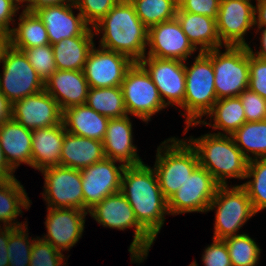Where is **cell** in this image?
<instances>
[{"instance_id":"obj_1","label":"cell","mask_w":266,"mask_h":266,"mask_svg":"<svg viewBox=\"0 0 266 266\" xmlns=\"http://www.w3.org/2000/svg\"><path fill=\"white\" fill-rule=\"evenodd\" d=\"M120 192L131 205L139 225L155 240L169 211L154 169L144 163L126 166Z\"/></svg>"},{"instance_id":"obj_2","label":"cell","mask_w":266,"mask_h":266,"mask_svg":"<svg viewBox=\"0 0 266 266\" xmlns=\"http://www.w3.org/2000/svg\"><path fill=\"white\" fill-rule=\"evenodd\" d=\"M93 30L95 35L102 32L99 47L124 54L133 62H139L146 55L148 28L129 0L116 3Z\"/></svg>"},{"instance_id":"obj_3","label":"cell","mask_w":266,"mask_h":266,"mask_svg":"<svg viewBox=\"0 0 266 266\" xmlns=\"http://www.w3.org/2000/svg\"><path fill=\"white\" fill-rule=\"evenodd\" d=\"M188 140L198 156L199 166L205 168L220 185L227 179H245L248 160L231 135L207 133Z\"/></svg>"},{"instance_id":"obj_4","label":"cell","mask_w":266,"mask_h":266,"mask_svg":"<svg viewBox=\"0 0 266 266\" xmlns=\"http://www.w3.org/2000/svg\"><path fill=\"white\" fill-rule=\"evenodd\" d=\"M212 50L199 52L193 65L185 64L186 91L183 106L186 125L200 123L217 101Z\"/></svg>"},{"instance_id":"obj_5","label":"cell","mask_w":266,"mask_h":266,"mask_svg":"<svg viewBox=\"0 0 266 266\" xmlns=\"http://www.w3.org/2000/svg\"><path fill=\"white\" fill-rule=\"evenodd\" d=\"M89 214L103 227L123 231L134 227V238L128 251L133 263L143 262L155 240L139 225L131 205L120 191L105 197Z\"/></svg>"},{"instance_id":"obj_6","label":"cell","mask_w":266,"mask_h":266,"mask_svg":"<svg viewBox=\"0 0 266 266\" xmlns=\"http://www.w3.org/2000/svg\"><path fill=\"white\" fill-rule=\"evenodd\" d=\"M198 166L197 153L188 141L171 137L162 142L157 148L154 171L164 197L174 194Z\"/></svg>"},{"instance_id":"obj_7","label":"cell","mask_w":266,"mask_h":266,"mask_svg":"<svg viewBox=\"0 0 266 266\" xmlns=\"http://www.w3.org/2000/svg\"><path fill=\"white\" fill-rule=\"evenodd\" d=\"M229 187L220 185L209 204L208 211L216 210L213 236L216 239L238 235L239 229L256 214L245 189L241 185Z\"/></svg>"},{"instance_id":"obj_8","label":"cell","mask_w":266,"mask_h":266,"mask_svg":"<svg viewBox=\"0 0 266 266\" xmlns=\"http://www.w3.org/2000/svg\"><path fill=\"white\" fill-rule=\"evenodd\" d=\"M212 49L217 100L237 97L249 88V47L224 46Z\"/></svg>"},{"instance_id":"obj_9","label":"cell","mask_w":266,"mask_h":266,"mask_svg":"<svg viewBox=\"0 0 266 266\" xmlns=\"http://www.w3.org/2000/svg\"><path fill=\"white\" fill-rule=\"evenodd\" d=\"M120 87L127 114L146 123L166 107L151 76L139 62H134L127 70Z\"/></svg>"},{"instance_id":"obj_10","label":"cell","mask_w":266,"mask_h":266,"mask_svg":"<svg viewBox=\"0 0 266 266\" xmlns=\"http://www.w3.org/2000/svg\"><path fill=\"white\" fill-rule=\"evenodd\" d=\"M0 91L13 104L45 88V82L29 63L23 51L8 45L3 52Z\"/></svg>"},{"instance_id":"obj_11","label":"cell","mask_w":266,"mask_h":266,"mask_svg":"<svg viewBox=\"0 0 266 266\" xmlns=\"http://www.w3.org/2000/svg\"><path fill=\"white\" fill-rule=\"evenodd\" d=\"M40 171L45 179L42 195L49 208H76L88 212L84 208L80 170L57 165Z\"/></svg>"},{"instance_id":"obj_12","label":"cell","mask_w":266,"mask_h":266,"mask_svg":"<svg viewBox=\"0 0 266 266\" xmlns=\"http://www.w3.org/2000/svg\"><path fill=\"white\" fill-rule=\"evenodd\" d=\"M220 184L205 168L198 166L181 187L167 199L169 215L208 212Z\"/></svg>"},{"instance_id":"obj_13","label":"cell","mask_w":266,"mask_h":266,"mask_svg":"<svg viewBox=\"0 0 266 266\" xmlns=\"http://www.w3.org/2000/svg\"><path fill=\"white\" fill-rule=\"evenodd\" d=\"M139 63L151 76L166 107H182L186 91L185 62L145 55Z\"/></svg>"},{"instance_id":"obj_14","label":"cell","mask_w":266,"mask_h":266,"mask_svg":"<svg viewBox=\"0 0 266 266\" xmlns=\"http://www.w3.org/2000/svg\"><path fill=\"white\" fill-rule=\"evenodd\" d=\"M115 160L104 158L85 169L80 170L84 208L89 212L105 197L121 190V179L126 167L123 163L117 166Z\"/></svg>"},{"instance_id":"obj_15","label":"cell","mask_w":266,"mask_h":266,"mask_svg":"<svg viewBox=\"0 0 266 266\" xmlns=\"http://www.w3.org/2000/svg\"><path fill=\"white\" fill-rule=\"evenodd\" d=\"M255 6L251 0H220L217 32L224 46H246L244 36L253 28Z\"/></svg>"},{"instance_id":"obj_16","label":"cell","mask_w":266,"mask_h":266,"mask_svg":"<svg viewBox=\"0 0 266 266\" xmlns=\"http://www.w3.org/2000/svg\"><path fill=\"white\" fill-rule=\"evenodd\" d=\"M133 63L124 54L102 47L96 49L94 45L87 57L83 73L89 87H118Z\"/></svg>"},{"instance_id":"obj_17","label":"cell","mask_w":266,"mask_h":266,"mask_svg":"<svg viewBox=\"0 0 266 266\" xmlns=\"http://www.w3.org/2000/svg\"><path fill=\"white\" fill-rule=\"evenodd\" d=\"M147 45L150 47L147 56L182 62H186L197 50L182 31L176 17L148 28Z\"/></svg>"},{"instance_id":"obj_18","label":"cell","mask_w":266,"mask_h":266,"mask_svg":"<svg viewBox=\"0 0 266 266\" xmlns=\"http://www.w3.org/2000/svg\"><path fill=\"white\" fill-rule=\"evenodd\" d=\"M72 8H77L75 2L45 6L35 11L45 25L51 45L64 38L95 36L93 27L84 20L80 12L75 16Z\"/></svg>"},{"instance_id":"obj_19","label":"cell","mask_w":266,"mask_h":266,"mask_svg":"<svg viewBox=\"0 0 266 266\" xmlns=\"http://www.w3.org/2000/svg\"><path fill=\"white\" fill-rule=\"evenodd\" d=\"M62 116L59 104L45 89L12 104V118L30 130L61 124Z\"/></svg>"},{"instance_id":"obj_20","label":"cell","mask_w":266,"mask_h":266,"mask_svg":"<svg viewBox=\"0 0 266 266\" xmlns=\"http://www.w3.org/2000/svg\"><path fill=\"white\" fill-rule=\"evenodd\" d=\"M45 228L47 235L43 240L49 242L58 251L69 250L82 237L85 225V212L76 208H46Z\"/></svg>"},{"instance_id":"obj_21","label":"cell","mask_w":266,"mask_h":266,"mask_svg":"<svg viewBox=\"0 0 266 266\" xmlns=\"http://www.w3.org/2000/svg\"><path fill=\"white\" fill-rule=\"evenodd\" d=\"M132 131V122L128 115L109 119L103 140L105 158L118 161L125 166L144 163L137 154V147L133 145Z\"/></svg>"},{"instance_id":"obj_22","label":"cell","mask_w":266,"mask_h":266,"mask_svg":"<svg viewBox=\"0 0 266 266\" xmlns=\"http://www.w3.org/2000/svg\"><path fill=\"white\" fill-rule=\"evenodd\" d=\"M89 88L83 70H56L45 81L44 89L64 111L85 104Z\"/></svg>"},{"instance_id":"obj_23","label":"cell","mask_w":266,"mask_h":266,"mask_svg":"<svg viewBox=\"0 0 266 266\" xmlns=\"http://www.w3.org/2000/svg\"><path fill=\"white\" fill-rule=\"evenodd\" d=\"M32 130L25 128L12 117L0 124V144L9 165L15 170L24 163H32Z\"/></svg>"},{"instance_id":"obj_24","label":"cell","mask_w":266,"mask_h":266,"mask_svg":"<svg viewBox=\"0 0 266 266\" xmlns=\"http://www.w3.org/2000/svg\"><path fill=\"white\" fill-rule=\"evenodd\" d=\"M65 133L63 123L32 130V168L40 171L43 168L60 165Z\"/></svg>"},{"instance_id":"obj_25","label":"cell","mask_w":266,"mask_h":266,"mask_svg":"<svg viewBox=\"0 0 266 266\" xmlns=\"http://www.w3.org/2000/svg\"><path fill=\"white\" fill-rule=\"evenodd\" d=\"M104 158L103 142L65 133L60 166L82 170Z\"/></svg>"},{"instance_id":"obj_26","label":"cell","mask_w":266,"mask_h":266,"mask_svg":"<svg viewBox=\"0 0 266 266\" xmlns=\"http://www.w3.org/2000/svg\"><path fill=\"white\" fill-rule=\"evenodd\" d=\"M109 118L86 104L69 107L63 111L62 122L65 130L76 136L103 142Z\"/></svg>"},{"instance_id":"obj_27","label":"cell","mask_w":266,"mask_h":266,"mask_svg":"<svg viewBox=\"0 0 266 266\" xmlns=\"http://www.w3.org/2000/svg\"><path fill=\"white\" fill-rule=\"evenodd\" d=\"M175 17L192 45L200 47L199 52L223 47L215 19L186 11H176Z\"/></svg>"},{"instance_id":"obj_28","label":"cell","mask_w":266,"mask_h":266,"mask_svg":"<svg viewBox=\"0 0 266 266\" xmlns=\"http://www.w3.org/2000/svg\"><path fill=\"white\" fill-rule=\"evenodd\" d=\"M207 116L211 120L214 119V124L206 123L205 120L200 123H191L186 125L183 134H186L191 126L204 124L212 126L214 130L224 131V133L218 132L215 134L231 135L246 122L245 112L239 96L217 100Z\"/></svg>"},{"instance_id":"obj_29","label":"cell","mask_w":266,"mask_h":266,"mask_svg":"<svg viewBox=\"0 0 266 266\" xmlns=\"http://www.w3.org/2000/svg\"><path fill=\"white\" fill-rule=\"evenodd\" d=\"M19 16L18 27L12 28L7 35L12 48L23 51L26 48L50 44L45 25L35 12L23 8Z\"/></svg>"},{"instance_id":"obj_30","label":"cell","mask_w":266,"mask_h":266,"mask_svg":"<svg viewBox=\"0 0 266 266\" xmlns=\"http://www.w3.org/2000/svg\"><path fill=\"white\" fill-rule=\"evenodd\" d=\"M93 39L94 36H74L51 45L57 70H83Z\"/></svg>"},{"instance_id":"obj_31","label":"cell","mask_w":266,"mask_h":266,"mask_svg":"<svg viewBox=\"0 0 266 266\" xmlns=\"http://www.w3.org/2000/svg\"><path fill=\"white\" fill-rule=\"evenodd\" d=\"M30 201L23 185L16 178L0 181V221L3 222V227L26 225H22V222L19 223L16 219L22 213V207L26 210L30 208Z\"/></svg>"},{"instance_id":"obj_32","label":"cell","mask_w":266,"mask_h":266,"mask_svg":"<svg viewBox=\"0 0 266 266\" xmlns=\"http://www.w3.org/2000/svg\"><path fill=\"white\" fill-rule=\"evenodd\" d=\"M231 136L248 161L266 158V119L245 122Z\"/></svg>"},{"instance_id":"obj_33","label":"cell","mask_w":266,"mask_h":266,"mask_svg":"<svg viewBox=\"0 0 266 266\" xmlns=\"http://www.w3.org/2000/svg\"><path fill=\"white\" fill-rule=\"evenodd\" d=\"M85 104L109 119L121 118L128 115L120 86L90 87Z\"/></svg>"},{"instance_id":"obj_34","label":"cell","mask_w":266,"mask_h":266,"mask_svg":"<svg viewBox=\"0 0 266 266\" xmlns=\"http://www.w3.org/2000/svg\"><path fill=\"white\" fill-rule=\"evenodd\" d=\"M143 24L153 25L175 18L178 0H129Z\"/></svg>"},{"instance_id":"obj_35","label":"cell","mask_w":266,"mask_h":266,"mask_svg":"<svg viewBox=\"0 0 266 266\" xmlns=\"http://www.w3.org/2000/svg\"><path fill=\"white\" fill-rule=\"evenodd\" d=\"M241 184L245 189L256 213L266 209V158L248 161L245 179Z\"/></svg>"},{"instance_id":"obj_36","label":"cell","mask_w":266,"mask_h":266,"mask_svg":"<svg viewBox=\"0 0 266 266\" xmlns=\"http://www.w3.org/2000/svg\"><path fill=\"white\" fill-rule=\"evenodd\" d=\"M232 266H257L261 249L248 234L224 239Z\"/></svg>"},{"instance_id":"obj_37","label":"cell","mask_w":266,"mask_h":266,"mask_svg":"<svg viewBox=\"0 0 266 266\" xmlns=\"http://www.w3.org/2000/svg\"><path fill=\"white\" fill-rule=\"evenodd\" d=\"M27 224L17 227L8 240V266H29L34 238L29 240ZM27 230V231H26ZM27 232V233H26Z\"/></svg>"},{"instance_id":"obj_38","label":"cell","mask_w":266,"mask_h":266,"mask_svg":"<svg viewBox=\"0 0 266 266\" xmlns=\"http://www.w3.org/2000/svg\"><path fill=\"white\" fill-rule=\"evenodd\" d=\"M23 52L44 82L57 70L51 44L26 48Z\"/></svg>"},{"instance_id":"obj_39","label":"cell","mask_w":266,"mask_h":266,"mask_svg":"<svg viewBox=\"0 0 266 266\" xmlns=\"http://www.w3.org/2000/svg\"><path fill=\"white\" fill-rule=\"evenodd\" d=\"M65 256L49 242L34 238L29 266H62Z\"/></svg>"},{"instance_id":"obj_40","label":"cell","mask_w":266,"mask_h":266,"mask_svg":"<svg viewBox=\"0 0 266 266\" xmlns=\"http://www.w3.org/2000/svg\"><path fill=\"white\" fill-rule=\"evenodd\" d=\"M120 0H75L76 9L84 20L93 27L100 21Z\"/></svg>"},{"instance_id":"obj_41","label":"cell","mask_w":266,"mask_h":266,"mask_svg":"<svg viewBox=\"0 0 266 266\" xmlns=\"http://www.w3.org/2000/svg\"><path fill=\"white\" fill-rule=\"evenodd\" d=\"M239 97L245 112L246 122L266 119V100L264 98L250 88L245 89Z\"/></svg>"},{"instance_id":"obj_42","label":"cell","mask_w":266,"mask_h":266,"mask_svg":"<svg viewBox=\"0 0 266 266\" xmlns=\"http://www.w3.org/2000/svg\"><path fill=\"white\" fill-rule=\"evenodd\" d=\"M249 88L266 100V60L249 49Z\"/></svg>"},{"instance_id":"obj_43","label":"cell","mask_w":266,"mask_h":266,"mask_svg":"<svg viewBox=\"0 0 266 266\" xmlns=\"http://www.w3.org/2000/svg\"><path fill=\"white\" fill-rule=\"evenodd\" d=\"M205 266H232L229 252L223 239L213 238V243L205 248L202 255ZM192 266H198L194 260Z\"/></svg>"},{"instance_id":"obj_44","label":"cell","mask_w":266,"mask_h":266,"mask_svg":"<svg viewBox=\"0 0 266 266\" xmlns=\"http://www.w3.org/2000/svg\"><path fill=\"white\" fill-rule=\"evenodd\" d=\"M220 0H178L177 11H186L217 20Z\"/></svg>"},{"instance_id":"obj_45","label":"cell","mask_w":266,"mask_h":266,"mask_svg":"<svg viewBox=\"0 0 266 266\" xmlns=\"http://www.w3.org/2000/svg\"><path fill=\"white\" fill-rule=\"evenodd\" d=\"M16 0H0V30L7 36L11 32L10 22L21 8Z\"/></svg>"},{"instance_id":"obj_46","label":"cell","mask_w":266,"mask_h":266,"mask_svg":"<svg viewBox=\"0 0 266 266\" xmlns=\"http://www.w3.org/2000/svg\"><path fill=\"white\" fill-rule=\"evenodd\" d=\"M3 228V229H2ZM0 226V266H8L9 265V257H8V240L10 234L17 227H2Z\"/></svg>"},{"instance_id":"obj_47","label":"cell","mask_w":266,"mask_h":266,"mask_svg":"<svg viewBox=\"0 0 266 266\" xmlns=\"http://www.w3.org/2000/svg\"><path fill=\"white\" fill-rule=\"evenodd\" d=\"M25 10L35 12L38 8L58 5L63 3H73L75 0H25ZM27 4V5H26Z\"/></svg>"},{"instance_id":"obj_48","label":"cell","mask_w":266,"mask_h":266,"mask_svg":"<svg viewBox=\"0 0 266 266\" xmlns=\"http://www.w3.org/2000/svg\"><path fill=\"white\" fill-rule=\"evenodd\" d=\"M256 1L257 4L255 5L254 26H258L256 32H259L262 28H266V0Z\"/></svg>"},{"instance_id":"obj_49","label":"cell","mask_w":266,"mask_h":266,"mask_svg":"<svg viewBox=\"0 0 266 266\" xmlns=\"http://www.w3.org/2000/svg\"><path fill=\"white\" fill-rule=\"evenodd\" d=\"M15 170L9 165L0 144V181H8L15 178Z\"/></svg>"},{"instance_id":"obj_50","label":"cell","mask_w":266,"mask_h":266,"mask_svg":"<svg viewBox=\"0 0 266 266\" xmlns=\"http://www.w3.org/2000/svg\"><path fill=\"white\" fill-rule=\"evenodd\" d=\"M12 117V103L0 91V124L7 122Z\"/></svg>"},{"instance_id":"obj_51","label":"cell","mask_w":266,"mask_h":266,"mask_svg":"<svg viewBox=\"0 0 266 266\" xmlns=\"http://www.w3.org/2000/svg\"><path fill=\"white\" fill-rule=\"evenodd\" d=\"M260 50L254 53V51L252 50V48L249 46L250 51L252 52V54H255L256 56L265 59L266 60V28H263L262 33L260 34Z\"/></svg>"},{"instance_id":"obj_52","label":"cell","mask_w":266,"mask_h":266,"mask_svg":"<svg viewBox=\"0 0 266 266\" xmlns=\"http://www.w3.org/2000/svg\"><path fill=\"white\" fill-rule=\"evenodd\" d=\"M8 45H9V42H0V63L2 60L3 52L5 51Z\"/></svg>"},{"instance_id":"obj_53","label":"cell","mask_w":266,"mask_h":266,"mask_svg":"<svg viewBox=\"0 0 266 266\" xmlns=\"http://www.w3.org/2000/svg\"><path fill=\"white\" fill-rule=\"evenodd\" d=\"M0 42H9L8 37L0 30Z\"/></svg>"},{"instance_id":"obj_54","label":"cell","mask_w":266,"mask_h":266,"mask_svg":"<svg viewBox=\"0 0 266 266\" xmlns=\"http://www.w3.org/2000/svg\"><path fill=\"white\" fill-rule=\"evenodd\" d=\"M16 1H17L19 4H21V5H20L21 7H24V6H23V3H24L25 0H16Z\"/></svg>"}]
</instances>
